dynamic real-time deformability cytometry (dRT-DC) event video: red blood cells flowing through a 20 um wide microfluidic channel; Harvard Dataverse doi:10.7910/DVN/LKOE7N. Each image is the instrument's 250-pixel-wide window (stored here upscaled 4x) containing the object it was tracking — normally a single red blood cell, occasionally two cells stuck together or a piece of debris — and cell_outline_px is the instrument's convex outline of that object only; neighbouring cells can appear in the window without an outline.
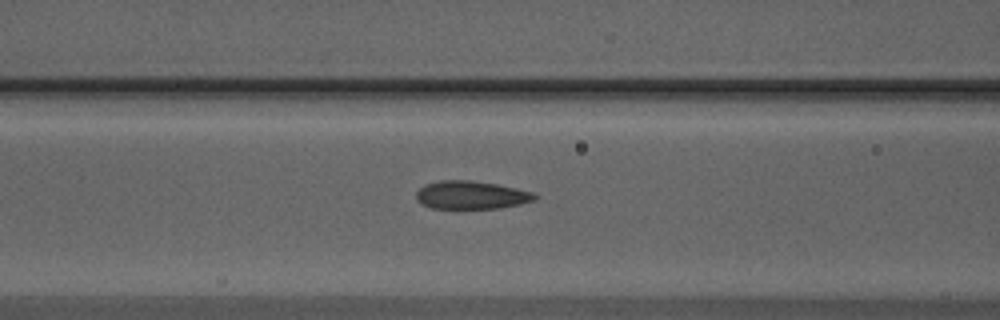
{"species": "Egyptian fruit bat (a non-hibernating species)", "species_latin": "Rousettus aegyptiacus", "temperature_condition": "warm", "stored_images_in_passage": 13, "camera_frame_rate_fps": 3000, "um_per_image_px": 0.085, "animal": {"sex": "male"}, "frame": {"image": 1, "passage_image": 11, "time_ms": 3.333, "image_size_px": [1000, 320], "cell_outline_px": [[536, 200], [520, 204], [500, 208], [432, 208], [420, 204], [416, 200], [416, 192], [424, 184], [440, 180], [472, 180], [496, 184], [516, 188], [532, 192], [536, 196]], "centroid_in_image_um": [40.01, 16.57], "position_along_channel_um": 126.6, "area_um2": 19.48}}